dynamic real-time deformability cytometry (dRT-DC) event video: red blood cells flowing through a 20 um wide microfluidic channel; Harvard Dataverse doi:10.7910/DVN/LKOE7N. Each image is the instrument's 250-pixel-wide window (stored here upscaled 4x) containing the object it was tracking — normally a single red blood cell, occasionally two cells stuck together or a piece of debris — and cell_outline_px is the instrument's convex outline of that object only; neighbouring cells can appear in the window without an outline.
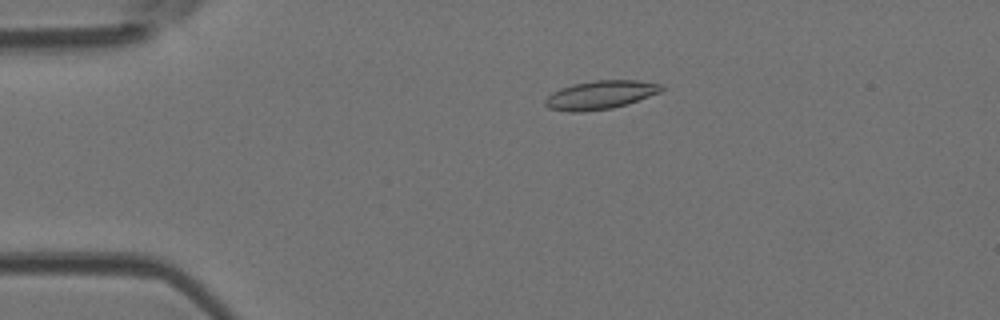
{"species": "Egyptian fruit bat (a non-hibernating species)", "species_latin": "Rousettus aegyptiacus", "temperature_condition": "room temperature", "stored_images_in_passage": 46, "camera_frame_rate_fps": 3000, "um_per_image_px": 0.085, "animal": {"sex": "female"}, "frame": {"image": 1, "passage_image": 10, "time_ms": 3.0, "image_size_px": [1000, 320], "cell_outline_px": [[664, 88], [660, 92], [628, 104], [612, 108], [580, 112], [568, 112], [548, 108], [544, 104], [544, 100], [552, 92], [560, 88], [572, 84], [596, 80], [636, 80], [664, 84]], "centroid_in_image_um": [51.03, 8.06], "position_along_channel_um": 34.0, "area_um2": 19.48}}
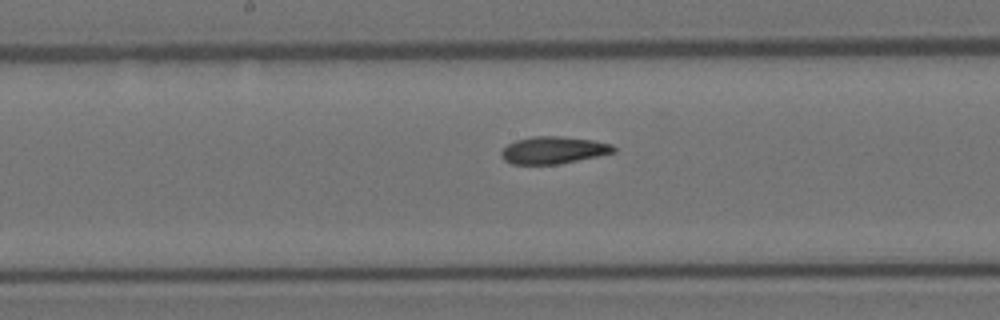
{"frame": {"image": 2, "passage_image": 25, "time_ms": 8.0, "image_size_px": [1000, 320], "cell_outline_px": [[616, 152], [560, 164], [512, 164], [504, 160], [500, 152], [508, 144], [516, 140], [532, 136], [560, 136], [592, 140], [612, 144], [616, 148]], "centroid_in_image_um": [47.05, 12.76], "position_along_channel_um": 201.2, "area_um2": 17.8}}
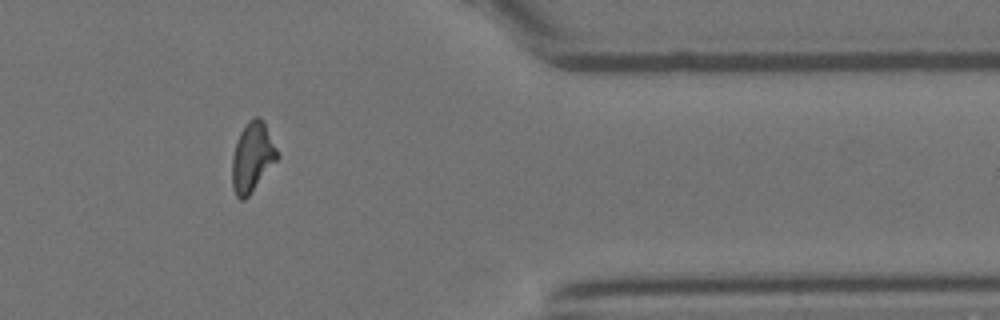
{"frame": {"image": 3, "passage_image": 40, "time_ms": 13.0, "image_size_px": [1000, 320], "cell_outline_px": [[280, 156], [248, 196], [244, 200], [240, 200], [236, 196], [232, 188], [232, 156], [240, 132], [248, 120], [252, 116], [256, 116], [264, 124]], "centroid_in_image_um": [21.42, 13.38], "position_along_channel_um": 390.0, "area_um2": 17.98}}